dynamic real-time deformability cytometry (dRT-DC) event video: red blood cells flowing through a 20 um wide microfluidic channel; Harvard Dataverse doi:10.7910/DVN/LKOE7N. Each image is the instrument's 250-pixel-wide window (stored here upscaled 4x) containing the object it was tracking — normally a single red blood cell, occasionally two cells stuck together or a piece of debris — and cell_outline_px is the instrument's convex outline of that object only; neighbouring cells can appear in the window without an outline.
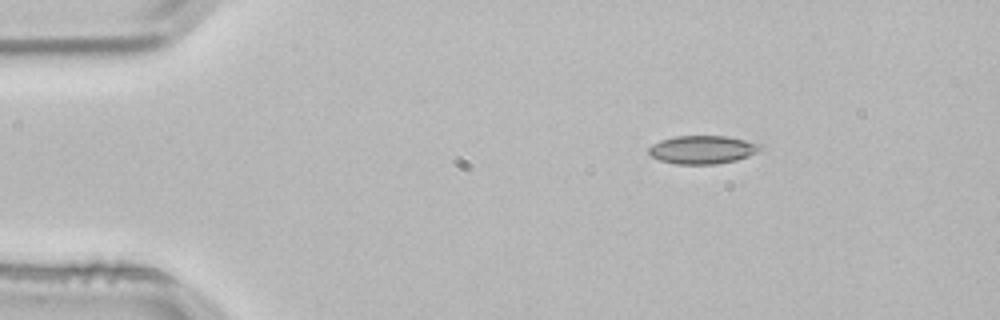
{"species": "common noctule bat (a hibernating species)", "species_latin": "Nyctalus noctula", "temperature_condition": "room temperature", "stored_images_in_passage": 2, "camera_frame_rate_fps": 3000, "um_per_image_px": 0.085, "animal": {"sex": "male", "body_mass_g": 21.5, "forearm_length_mm": 52.0}, "frame": {"image": 1, "passage_image": 1, "time_ms": 0.0, "image_size_px": [1000, 320], "cell_outline_px": [[764, 148], [748, 156], [736, 160], [716, 164], [676, 164], [660, 160], [652, 156], [648, 152], [648, 148], [652, 144], [660, 140], [676, 136], [728, 136], [764, 144]], "centroid_in_image_um": [59.74, 12.71], "position_along_channel_um": 25.3, "area_um2": 18.5}}
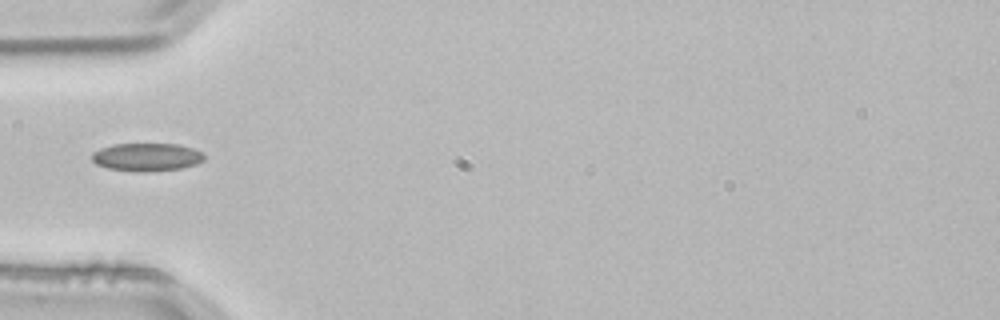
{"frame": {"image": 2, "passage_image": 2, "time_ms": 0.333, "image_size_px": [1000, 320], "cell_outline_px": [[204, 160], [196, 164], [180, 168], [144, 172], [140, 172], [108, 168], [96, 164], [92, 160], [92, 152], [100, 148], [116, 144], [176, 144], [192, 148], [204, 152]], "centroid_in_image_um": [12.47, 13.35], "position_along_channel_um": 72.5, "area_um2": 18.26}}